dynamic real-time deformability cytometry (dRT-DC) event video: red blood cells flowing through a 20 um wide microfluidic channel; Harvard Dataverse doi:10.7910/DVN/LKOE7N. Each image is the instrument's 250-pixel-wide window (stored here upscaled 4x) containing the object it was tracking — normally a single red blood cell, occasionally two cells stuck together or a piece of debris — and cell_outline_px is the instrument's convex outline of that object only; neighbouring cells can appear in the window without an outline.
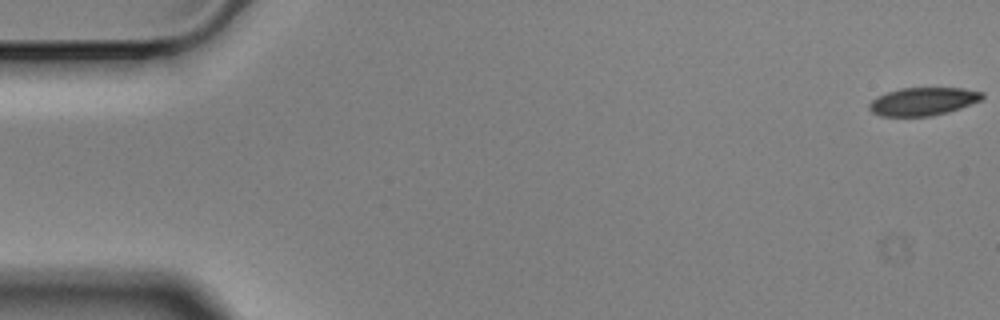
{"species": "Egyptian fruit bat (a non-hibernating species)", "species_latin": "Rousettus aegyptiacus", "temperature_condition": "cold", "stored_images_in_passage": 5, "camera_frame_rate_fps": 3000, "um_per_image_px": 0.085, "animal": {"sex": "male"}, "frame": {"image": 1, "passage_image": 1, "time_ms": 0.0, "image_size_px": [1000, 320], "cell_outline_px": [[984, 96], [980, 100], [960, 108], [948, 112], [932, 116], [880, 116], [872, 112], [868, 108], [868, 104], [876, 96], [900, 88], [964, 88], [984, 92]], "centroid_in_image_um": [78.44, 8.62], "position_along_channel_um": 6.6, "area_um2": 18.5}}
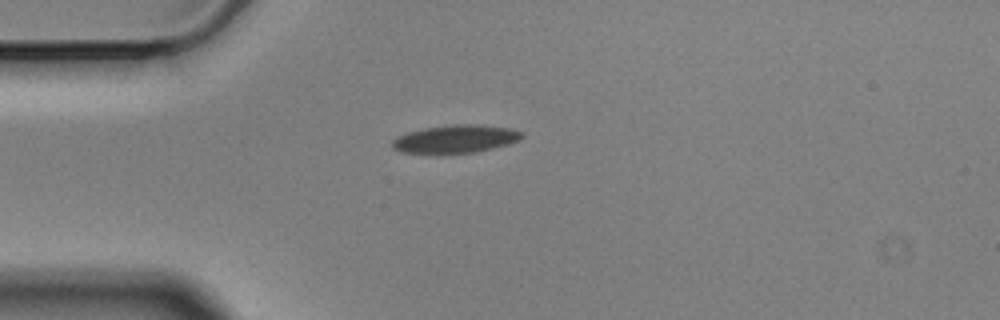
{"frame": {"image": 2, "passage_image": 5, "time_ms": 1.333, "image_size_px": [1000, 320], "cell_outline_px": [[524, 136], [520, 140], [508, 144], [476, 152], [440, 156], [400, 152], [392, 148], [392, 140], [408, 132], [428, 128], [456, 124], [476, 124], [512, 128], [524, 132]], "centroid_in_image_um": [38.72, 11.85], "position_along_channel_um": 46.3, "area_um2": 21.79}}